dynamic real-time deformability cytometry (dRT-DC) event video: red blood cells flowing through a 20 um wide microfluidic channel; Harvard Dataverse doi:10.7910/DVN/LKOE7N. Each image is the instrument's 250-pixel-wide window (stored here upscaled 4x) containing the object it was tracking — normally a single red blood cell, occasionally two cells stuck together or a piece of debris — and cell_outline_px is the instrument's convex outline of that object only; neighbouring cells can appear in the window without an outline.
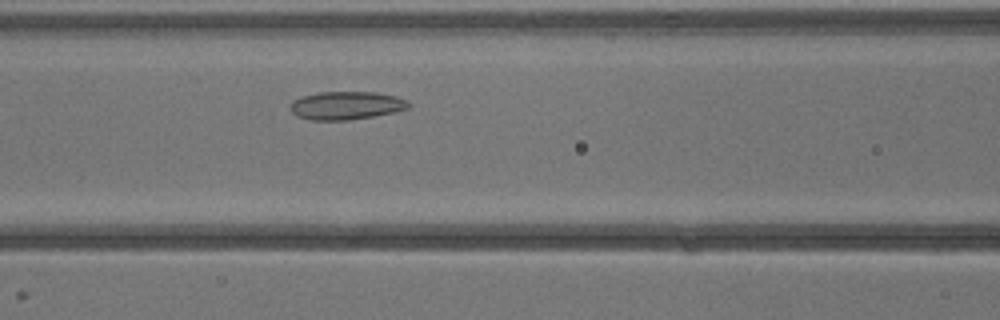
{"species": "common noctule bat (a hibernating species)", "species_latin": "Nyctalus noctula", "temperature_condition": "warm", "stored_images_in_passage": 3, "camera_frame_rate_fps": 3000, "um_per_image_px": 0.085, "animal": {"sex": "male", "body_mass_g": 13.3}, "frame": {"image": 1, "passage_image": 3, "time_ms": 2.333, "image_size_px": [1000, 320], "cell_outline_px": [[412, 104], [408, 108], [396, 112], [348, 120], [308, 120], [296, 116], [292, 112], [292, 100], [300, 96], [316, 92], [376, 92], [396, 96], [408, 100]], "centroid_in_image_um": [29.44, 8.96], "position_along_channel_um": 137.2, "area_um2": 19.59}}